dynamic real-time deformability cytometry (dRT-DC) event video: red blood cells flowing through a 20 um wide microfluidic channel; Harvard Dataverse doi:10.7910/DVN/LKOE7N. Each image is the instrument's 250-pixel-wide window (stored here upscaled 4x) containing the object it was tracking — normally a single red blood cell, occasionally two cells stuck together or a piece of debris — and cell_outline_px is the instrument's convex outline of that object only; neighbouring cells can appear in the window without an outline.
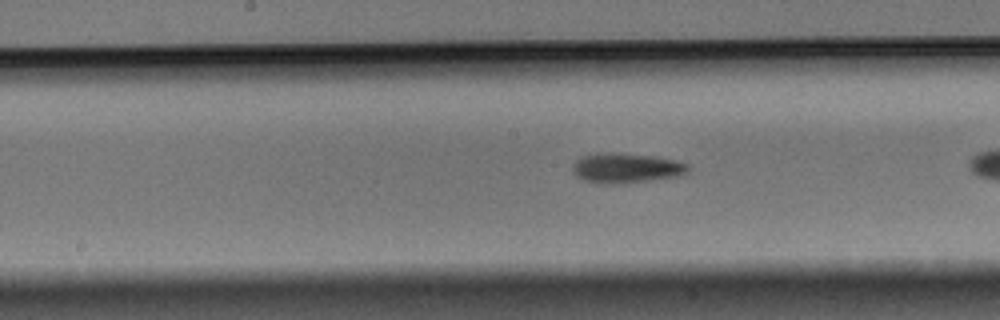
{"species": "Egyptian fruit bat (a non-hibernating species)", "species_latin": "Rousettus aegyptiacus", "temperature_condition": "warm", "stored_images_in_passage": 27, "camera_frame_rate_fps": 3000, "um_per_image_px": 0.085, "animal": {"sex": "male"}, "frame": {"image": 1, "passage_image": 12, "time_ms": 3.667, "image_size_px": [1000, 320], "cell_outline_px": [[688, 168], [684, 172], [676, 176], [644, 180], [608, 184], [584, 180], [576, 176], [572, 168], [576, 160], [580, 156], [648, 156], [676, 160], [688, 164]], "centroid_in_image_um": [53.21, 14.33], "position_along_channel_um": 195.0, "area_um2": 18.32}}